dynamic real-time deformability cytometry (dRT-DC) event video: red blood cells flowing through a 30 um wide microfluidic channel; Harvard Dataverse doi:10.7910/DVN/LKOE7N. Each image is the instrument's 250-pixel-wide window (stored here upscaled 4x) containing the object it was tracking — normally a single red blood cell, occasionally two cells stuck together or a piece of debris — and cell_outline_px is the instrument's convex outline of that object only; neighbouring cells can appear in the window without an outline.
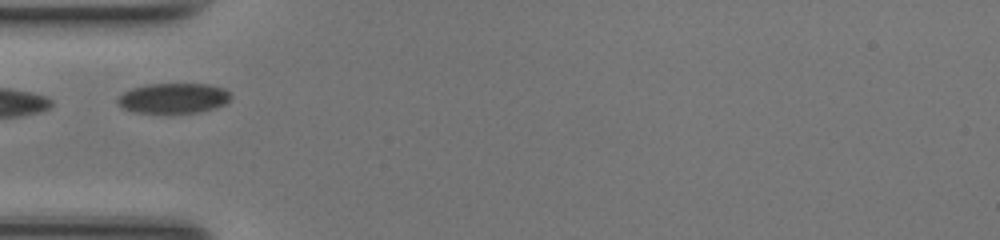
{"species": "common noctule bat (a hibernating species)", "species_latin": "Nyctalus noctula", "temperature_condition": "room temperature", "stored_images_in_passage": 32, "camera_frame_rate_fps": 3000, "um_per_image_px": 0.085, "animal": {"sex": "female", "body_mass_g": 17.0, "forearm_length_mm": 48.0}, "frame": {"image": 1, "passage_image": 2, "time_ms": 0.333, "image_size_px": [1000, 240], "cell_outline_px": [[232, 96], [224, 104], [216, 108], [200, 112], [132, 112], [124, 108], [116, 100], [124, 92], [132, 88], [148, 84], [208, 84], [224, 88]], "centroid_in_image_um": [14.77, 8.34], "position_along_channel_um": 70.2, "area_um2": 19.65}}
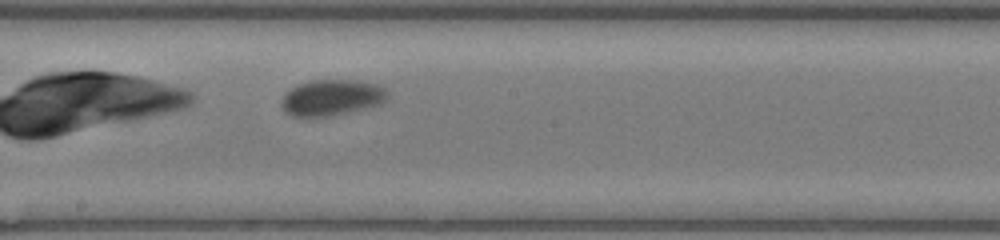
{"frame": {"image": 2, "passage_image": 13, "time_ms": 4.0, "image_size_px": [1000, 240], "cell_outline_px": [[388, 96], [380, 104], [348, 112], [324, 116], [292, 116], [284, 112], [280, 104], [284, 96], [292, 88], [300, 84], [312, 80], [352, 80], [376, 84], [384, 88], [388, 92]], "centroid_in_image_um": [28.18, 8.29], "position_along_channel_um": 220.0, "area_um2": 21.85}}
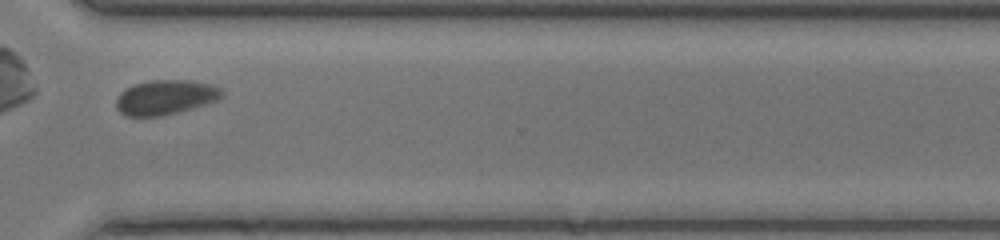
{"frame": {"image": 3, "passage_image": 23, "time_ms": 7.333, "image_size_px": [1000, 240], "cell_outline_px": [[224, 96], [220, 100], [192, 108], [160, 116], [124, 116], [116, 108], [116, 100], [120, 92], [136, 84], [152, 80], [188, 80], [212, 84], [220, 88], [224, 92]], "centroid_in_image_um": [14.1, 8.27], "position_along_channel_um": 356.5, "area_um2": 21.39}, "authors_computed_cell_mechanics": {"area_um2": 21.3571, "velocity_mm_per_s": 4.0861, "shape_relaxation_time_tau1_ms": 10.139, "shape_relaxation_time_tau2_ms": 0.8645, "deformation_change_tau1": 0.1508, "deformation_change_tau2": 0.0245}}